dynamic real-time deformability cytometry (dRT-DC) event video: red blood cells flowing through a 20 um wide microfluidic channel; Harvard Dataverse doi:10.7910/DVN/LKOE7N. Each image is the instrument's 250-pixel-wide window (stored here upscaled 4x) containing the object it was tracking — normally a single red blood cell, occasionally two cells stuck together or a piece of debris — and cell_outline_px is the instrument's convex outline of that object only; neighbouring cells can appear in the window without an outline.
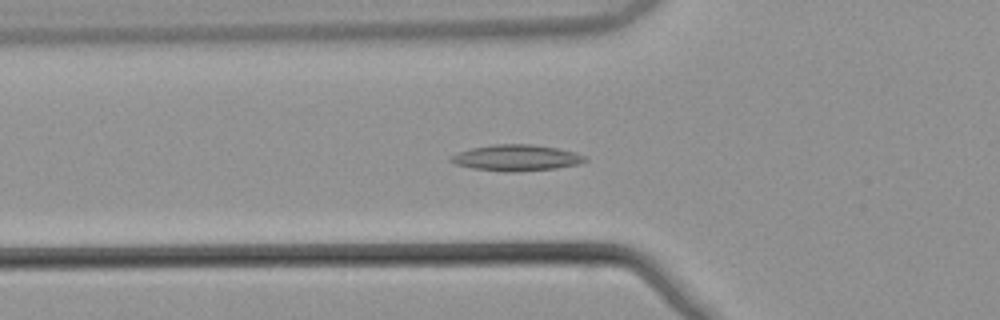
{"species": "common noctule bat (a hibernating species)", "species_latin": "Nyctalus noctula", "temperature_condition": "warm", "stored_images_in_passage": 37, "camera_frame_rate_fps": 3000, "um_per_image_px": 0.085, "animal": {"sex": "male", "body_mass_g": 21.5, "forearm_length_mm": 52.0}, "frame": {"image": 1, "passage_image": 12, "time_ms": 3.667, "image_size_px": [1000, 320], "cell_outline_px": [[588, 160], [580, 164], [556, 168], [512, 172], [504, 172], [472, 168], [456, 164], [448, 160], [452, 156], [460, 152], [472, 148], [492, 144], [532, 144], [556, 148], [576, 152], [584, 156]], "centroid_in_image_um": [43.91, 13.41], "position_along_channel_um": 81.9, "area_um2": 20.35}}
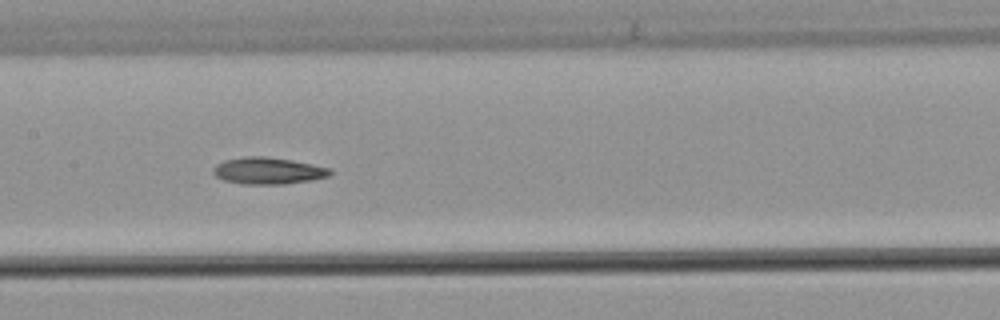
{"frame": {"image": 2, "passage_image": 20, "time_ms": 6.333, "image_size_px": [1000, 320], "cell_outline_px": [[332, 172], [328, 176], [312, 180], [284, 184], [244, 184], [224, 180], [216, 176], [212, 172], [212, 168], [216, 164], [224, 160], [244, 156], [264, 156], [292, 160], [312, 164], [328, 168]], "centroid_in_image_um": [22.75, 14.51], "position_along_channel_um": 184.7, "area_um2": 18.21}}
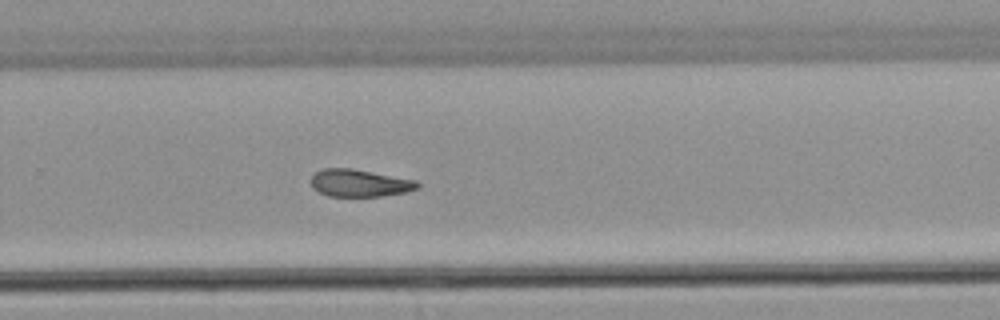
{"frame": {"image": 3, "passage_image": 29, "time_ms": 9.333, "image_size_px": [1000, 320], "cell_outline_px": [[420, 188], [404, 192], [380, 196], [328, 196], [312, 188], [312, 176], [316, 172], [324, 168], [352, 168], [416, 180], [420, 184]], "centroid_in_image_um": [30.57, 15.55], "position_along_channel_um": 299.2, "area_um2": 16.88}}